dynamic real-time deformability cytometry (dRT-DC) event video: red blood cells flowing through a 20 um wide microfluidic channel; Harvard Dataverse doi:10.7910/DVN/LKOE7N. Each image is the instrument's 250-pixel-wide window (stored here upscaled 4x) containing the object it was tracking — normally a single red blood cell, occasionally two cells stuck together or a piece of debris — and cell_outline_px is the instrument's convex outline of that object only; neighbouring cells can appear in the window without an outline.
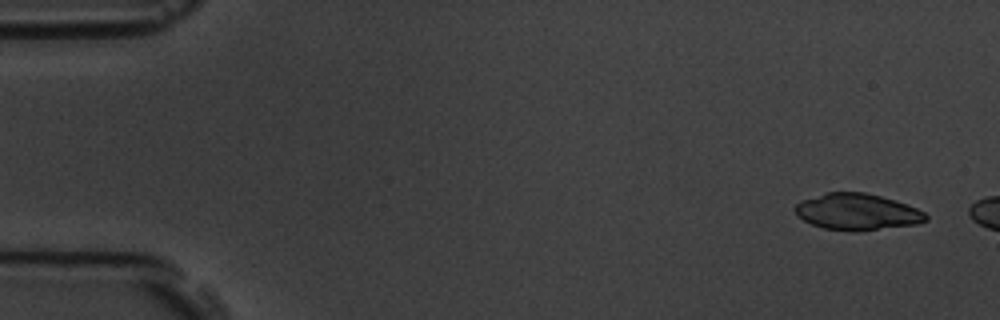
{"species": "common noctule bat (a hibernating species)", "species_latin": "Nyctalus noctula", "temperature_condition": "room temperature", "stored_images_in_passage": 5, "segment_of_instrument_passage": [2, 2], "camera_frame_rate_fps": 3000, "um_per_image_px": 0.085, "animal": {"sex": "male", "body_mass_g": 19.5, "forearm_length_mm": 54.6}, "frame": {"image": 1, "passage_image": 5, "time_ms": 5.333, "image_size_px": [1000, 320], "cell_outline_px": [[928, 220], [916, 224], [856, 232], [824, 228], [812, 224], [804, 220], [792, 208], [800, 200], [824, 192], [864, 192], [896, 200], [908, 204], [924, 212], [928, 216]], "centroid_in_image_um": [72.85, 18.0], "position_along_channel_um": 12.1, "area_um2": 27.92}}